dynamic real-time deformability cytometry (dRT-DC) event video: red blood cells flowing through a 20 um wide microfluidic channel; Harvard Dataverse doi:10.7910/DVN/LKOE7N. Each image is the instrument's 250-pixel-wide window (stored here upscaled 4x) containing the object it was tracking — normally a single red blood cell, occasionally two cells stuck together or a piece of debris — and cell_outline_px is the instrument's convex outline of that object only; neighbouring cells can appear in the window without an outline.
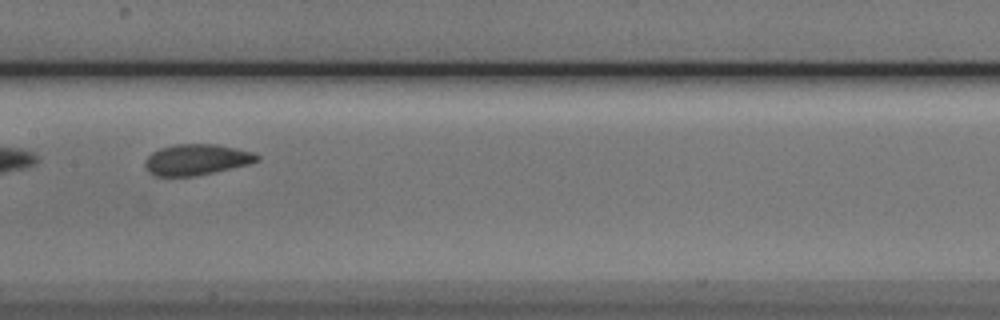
{"species": "Egyptian fruit bat (a non-hibernating species)", "species_latin": "Rousettus aegyptiacus", "temperature_condition": "cold", "stored_images_in_passage": 8, "camera_frame_rate_fps": 3000, "um_per_image_px": 0.085, "animal": {"sex": "male"}, "frame": {"image": 1, "passage_image": 6, "time_ms": 6.0, "image_size_px": [1000, 320], "cell_outline_px": [[260, 160], [248, 164], [196, 176], [156, 176], [148, 172], [144, 164], [144, 160], [152, 152], [160, 148], [176, 144], [216, 144], [252, 152], [260, 156]], "centroid_in_image_um": [16.67, 13.57], "position_along_channel_um": 190.7, "area_um2": 20.11}}
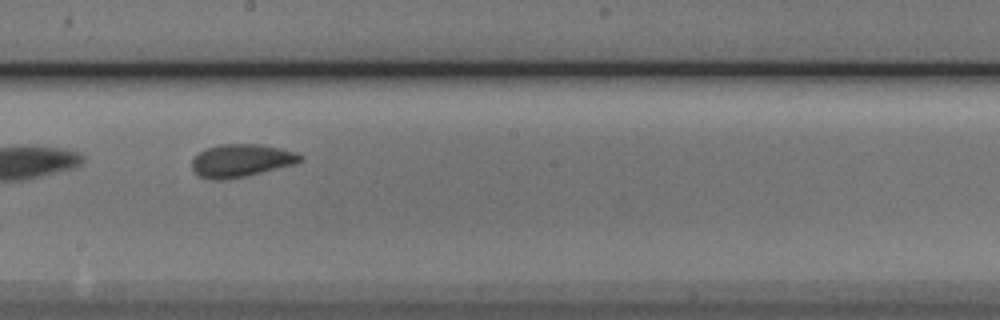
{"frame": {"image": 2, "passage_image": 7, "time_ms": 7.0, "image_size_px": [1000, 320], "cell_outline_px": [[304, 160], [296, 164], [244, 176], [224, 180], [212, 180], [200, 176], [192, 168], [192, 160], [200, 152], [208, 148], [220, 144], [264, 144], [296, 152], [304, 156]], "centroid_in_image_um": [20.55, 13.64], "position_along_channel_um": 227.6, "area_um2": 20.69}}